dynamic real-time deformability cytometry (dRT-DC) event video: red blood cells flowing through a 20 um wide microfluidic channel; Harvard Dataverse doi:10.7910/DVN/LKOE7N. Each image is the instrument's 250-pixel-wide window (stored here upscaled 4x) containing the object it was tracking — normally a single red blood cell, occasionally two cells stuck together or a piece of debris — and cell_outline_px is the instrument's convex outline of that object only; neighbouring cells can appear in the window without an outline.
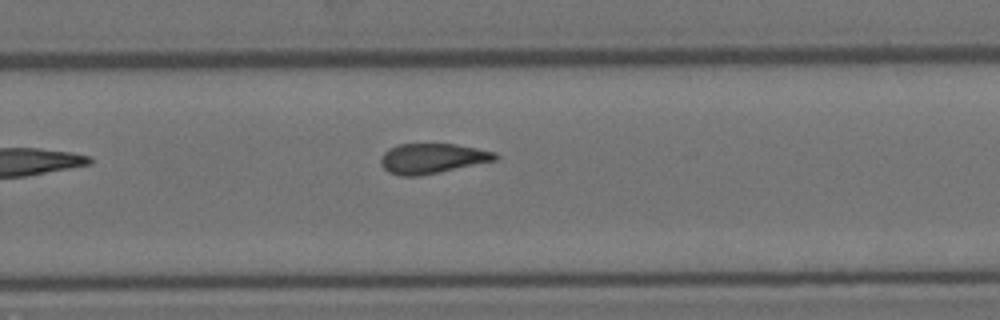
{"species": "Egyptian fruit bat (a non-hibernating species)", "species_latin": "Rousettus aegyptiacus", "temperature_condition": "room temperature", "stored_images_in_passage": 12, "camera_frame_rate_fps": 3000, "um_per_image_px": 0.085, "animal": {"sex": "female"}, "frame": {"image": 1, "passage_image": 12, "time_ms": 3.667, "image_size_px": [1000, 320], "cell_outline_px": [[500, 156], [496, 160], [416, 176], [400, 176], [388, 172], [380, 164], [380, 160], [384, 152], [388, 148], [400, 144], [456, 144], [496, 152]], "centroid_in_image_um": [36.72, 13.45], "position_along_channel_um": 293.1, "area_um2": 19.83}}